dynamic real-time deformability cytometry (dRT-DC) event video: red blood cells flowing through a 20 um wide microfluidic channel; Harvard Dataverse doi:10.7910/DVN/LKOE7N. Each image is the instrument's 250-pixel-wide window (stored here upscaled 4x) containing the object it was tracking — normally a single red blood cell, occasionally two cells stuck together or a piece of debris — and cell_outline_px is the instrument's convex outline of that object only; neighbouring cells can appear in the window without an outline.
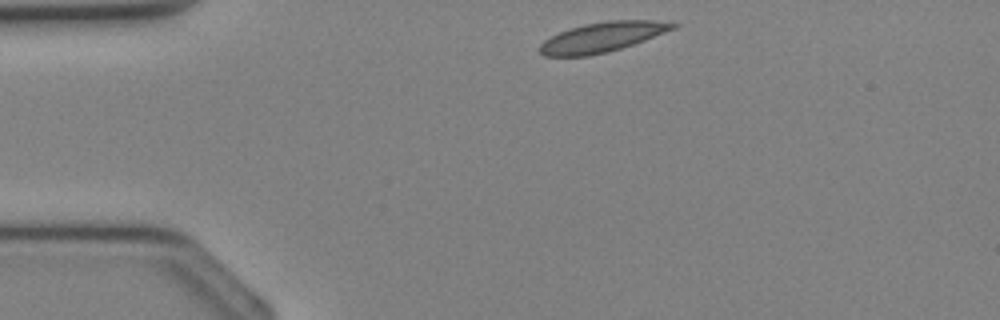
{"species": "Egyptian fruit bat (a non-hibernating species)", "species_latin": "Rousettus aegyptiacus", "temperature_condition": "cold", "stored_images_in_passage": 29, "camera_frame_rate_fps": 3000, "um_per_image_px": 0.085, "animal": {"sex": "female"}, "frame": {"image": 1, "passage_image": 1, "time_ms": 0.0, "image_size_px": [1000, 320], "cell_outline_px": [[680, 24], [676, 28], [644, 40], [608, 52], [588, 56], [544, 56], [540, 52], [540, 44], [544, 40], [560, 32], [584, 24], [608, 20], [652, 20]], "centroid_in_image_um": [51.2, 3.15], "position_along_channel_um": 33.8, "area_um2": 22.89}}
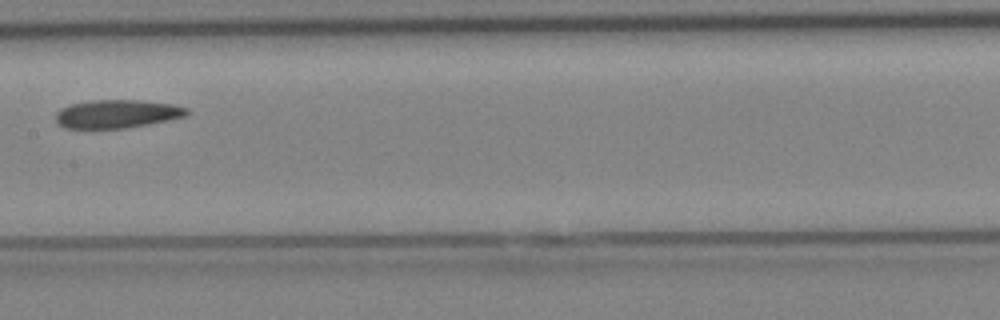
{"frame": {"image": 2, "passage_image": 12, "time_ms": 3.667, "image_size_px": [1000, 320], "cell_outline_px": [[188, 112], [184, 116], [148, 124], [124, 128], [64, 128], [56, 124], [56, 112], [60, 108], [68, 104], [88, 100], [140, 100], [172, 104], [188, 108]], "centroid_in_image_um": [9.86, 9.67], "position_along_channel_um": 197.5, "area_um2": 21.68}}
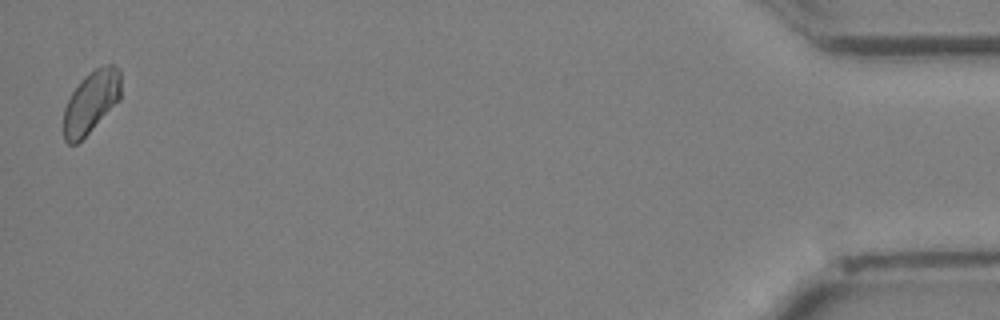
{"frame": {"image": 3, "passage_image": 29, "time_ms": 9.333, "image_size_px": [1000, 320], "cell_outline_px": [[120, 100], [76, 144], [68, 144], [64, 140], [64, 108], [72, 92], [80, 80], [84, 76], [96, 68], [104, 64], [112, 64], [120, 68]], "centroid_in_image_um": [7.75, 8.63], "position_along_channel_um": 427.5, "area_um2": 20.63}}